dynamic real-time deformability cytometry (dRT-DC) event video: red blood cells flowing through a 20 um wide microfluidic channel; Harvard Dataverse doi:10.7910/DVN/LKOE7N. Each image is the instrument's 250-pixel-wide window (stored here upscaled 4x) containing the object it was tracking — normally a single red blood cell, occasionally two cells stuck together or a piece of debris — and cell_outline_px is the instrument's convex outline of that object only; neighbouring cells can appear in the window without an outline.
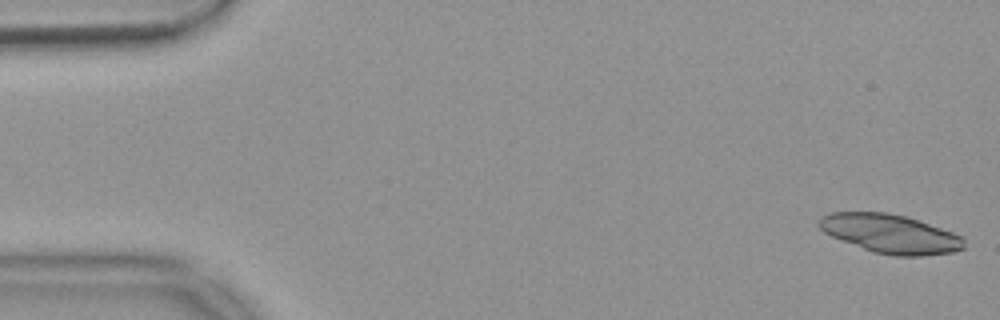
{"species": "common noctule bat (a hibernating species)", "species_latin": "Nyctalus noctula", "temperature_condition": "warm", "stored_images_in_passage": 23, "camera_frame_rate_fps": 3000, "um_per_image_px": 0.085, "animal": {"sex": "female", "body_mass_g": 18.4}, "frame": {"image": 1, "passage_image": 1, "time_ms": 0.0, "image_size_px": [1000, 320], "cell_outline_px": [[964, 248], [952, 252], [920, 256], [896, 256], [872, 252], [832, 236], [824, 232], [816, 224], [824, 216], [832, 212], [884, 212], [908, 216], [920, 220], [952, 232], [960, 236], [964, 240]], "centroid_in_image_um": [75.68, 19.86], "position_along_channel_um": 9.3, "area_um2": 32.66}}